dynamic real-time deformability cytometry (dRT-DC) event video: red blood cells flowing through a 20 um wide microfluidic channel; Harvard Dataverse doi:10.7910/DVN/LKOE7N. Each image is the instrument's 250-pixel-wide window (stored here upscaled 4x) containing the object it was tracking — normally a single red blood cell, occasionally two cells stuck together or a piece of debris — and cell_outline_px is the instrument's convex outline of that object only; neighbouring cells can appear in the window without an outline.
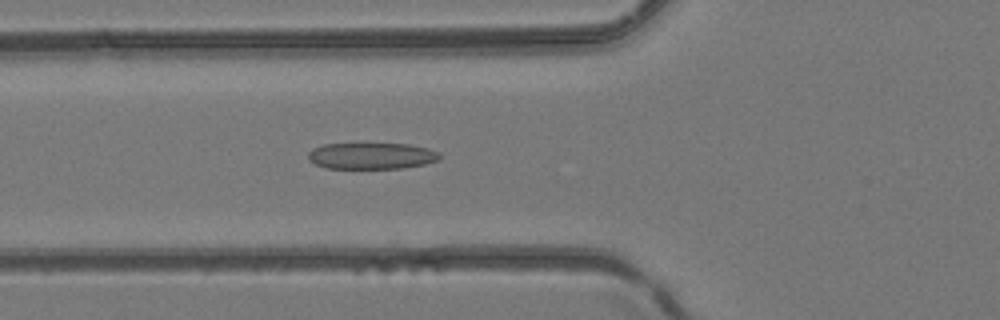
{"species": "common noctule bat (a hibernating species)", "species_latin": "Nyctalus noctula", "temperature_condition": "room temperature", "stored_images_in_passage": 47, "camera_frame_rate_fps": 3000, "um_per_image_px": 0.085, "animal": {"sex": "female", "body_mass_g": 24.6, "forearm_length_mm": 56.2}, "frame": {"image": 1, "passage_image": 18, "time_ms": 5.667, "image_size_px": [1000, 320], "cell_outline_px": [[440, 160], [424, 164], [400, 168], [324, 168], [308, 160], [308, 152], [312, 148], [324, 144], [408, 144], [428, 148], [440, 152]], "centroid_in_image_um": [31.57, 13.25], "position_along_channel_um": 94.2, "area_um2": 20.23}}
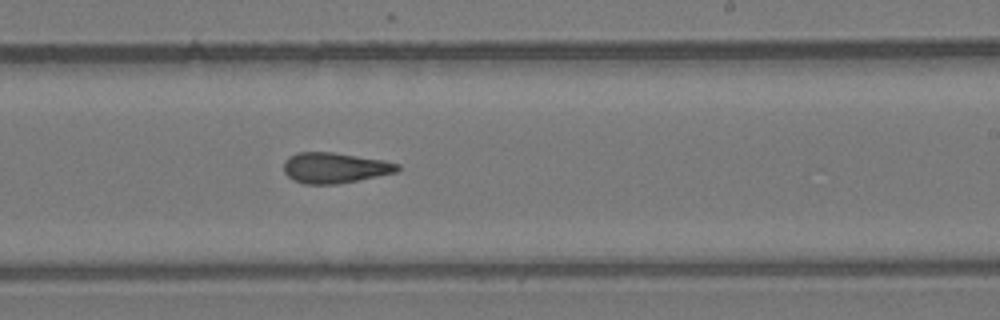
{"frame": {"image": 2, "passage_image": 29, "time_ms": 9.333, "image_size_px": [1000, 320], "cell_outline_px": [[400, 168], [396, 172], [336, 184], [304, 184], [292, 180], [284, 172], [284, 160], [288, 156], [296, 152], [332, 152], [384, 160], [400, 164]], "centroid_in_image_um": [28.41, 14.25], "position_along_channel_um": 260.6, "area_um2": 20.23}}
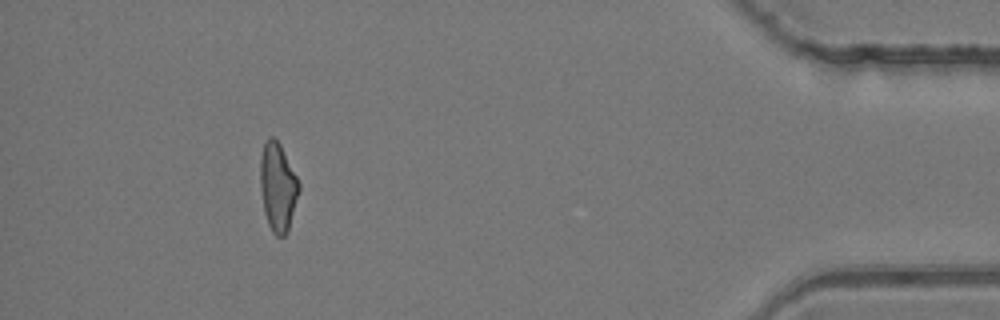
{"frame": {"image": 3, "passage_image": 43, "time_ms": 14.0, "image_size_px": [1000, 320], "cell_outline_px": [[300, 188], [288, 232], [284, 236], [276, 236], [272, 232], [268, 224], [264, 212], [260, 188], [260, 156], [264, 144], [268, 136], [272, 136], [280, 144], [300, 184]], "centroid_in_image_um": [23.6, 15.91], "position_along_channel_um": 411.6, "area_um2": 19.94}}